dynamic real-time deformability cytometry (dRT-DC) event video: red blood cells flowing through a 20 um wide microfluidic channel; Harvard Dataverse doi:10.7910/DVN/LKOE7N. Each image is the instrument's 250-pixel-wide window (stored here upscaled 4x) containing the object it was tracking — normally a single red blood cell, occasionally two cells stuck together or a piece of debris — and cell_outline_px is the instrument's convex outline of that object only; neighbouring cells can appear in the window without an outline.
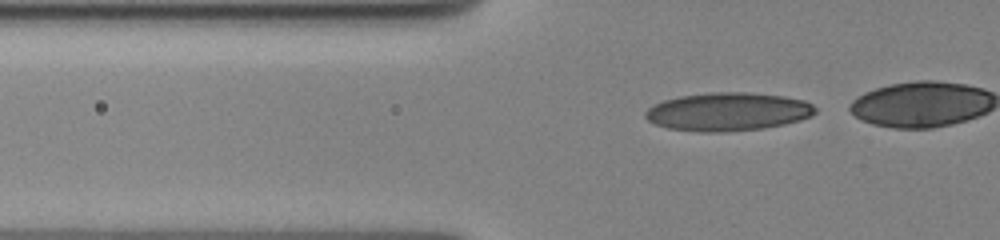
{"species": "human", "species_latin": "Homo sapiens", "temperature_condition": "cold", "stored_images_in_passage": 32, "camera_frame_rate_fps": 3000, "um_per_image_px": 0.085, "donor": {"sex": "female"}, "frame": {"image": 1, "passage_image": 20, "time_ms": 6.333, "image_size_px": [1000, 240], "cell_outline_px": [[816, 112], [812, 116], [800, 120], [784, 124], [764, 128], [724, 132], [700, 132], [668, 128], [656, 124], [648, 120], [644, 116], [644, 112], [652, 104], [664, 100], [680, 96], [712, 92], [748, 92], [784, 96], [804, 100], [812, 104], [816, 108]], "centroid_in_image_um": [61.87, 9.49], "position_along_channel_um": 63.9, "area_um2": 38.09}}
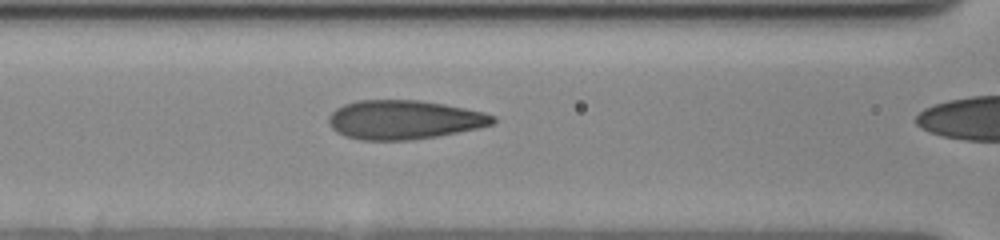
{"frame": {"image": 2, "passage_image": 27, "time_ms": 8.667, "image_size_px": [1000, 240], "cell_outline_px": [[496, 124], [480, 128], [436, 136], [412, 140], [360, 140], [344, 136], [336, 132], [328, 124], [328, 116], [336, 108], [344, 104], [356, 100], [420, 100], [444, 104], [484, 112], [496, 116]], "centroid_in_image_um": [34.34, 10.18], "position_along_channel_um": 132.3, "area_um2": 37.69}}
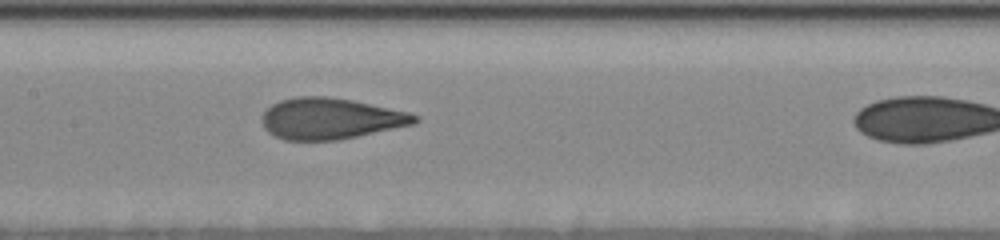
{"frame": {"image": 3, "passage_image": 31, "time_ms": 10.0, "image_size_px": [1000, 240], "cell_outline_px": [[420, 120], [412, 124], [356, 136], [336, 140], [284, 140], [268, 132], [264, 128], [264, 112], [272, 104], [280, 100], [296, 96], [328, 96], [352, 100], [408, 112], [420, 116]], "centroid_in_image_um": [28.08, 10.07], "position_along_channel_um": 179.3, "area_um2": 36.24}}